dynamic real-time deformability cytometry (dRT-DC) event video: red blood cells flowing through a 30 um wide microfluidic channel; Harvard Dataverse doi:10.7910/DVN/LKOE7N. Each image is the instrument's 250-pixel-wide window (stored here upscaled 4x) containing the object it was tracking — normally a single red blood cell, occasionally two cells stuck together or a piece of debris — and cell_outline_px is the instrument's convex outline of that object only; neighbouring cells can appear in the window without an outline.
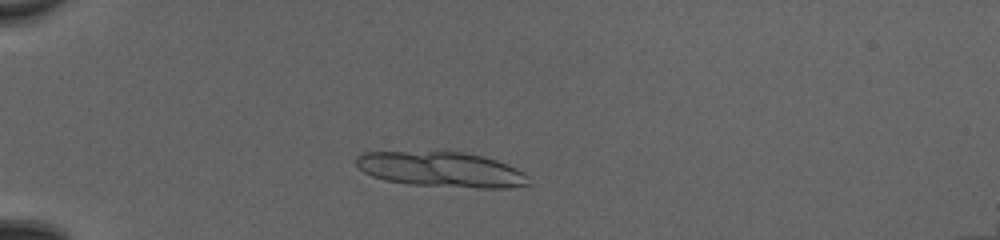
{"species": "common noctule bat (a hibernating species)", "species_latin": "Nyctalus noctula", "temperature_condition": "cold", "stored_images_in_passage": 13, "camera_frame_rate_fps": 3000, "um_per_image_px": 0.085, "animal": {"sex": "female", "body_mass_g": 20.0, "forearm_length_mm": 54.0}, "frame": {"image": 1, "passage_image": 1, "time_ms": 0.0, "image_size_px": [1000, 240], "cell_outline_px": [[532, 184], [508, 188], [476, 188], [408, 184], [384, 180], [372, 176], [364, 172], [356, 164], [356, 156], [364, 152], [464, 152], [484, 156], [508, 164], [524, 172], [528, 176]], "centroid_in_image_um": [37.55, 14.41], "position_along_channel_um": 47.4, "area_um2": 35.49}}